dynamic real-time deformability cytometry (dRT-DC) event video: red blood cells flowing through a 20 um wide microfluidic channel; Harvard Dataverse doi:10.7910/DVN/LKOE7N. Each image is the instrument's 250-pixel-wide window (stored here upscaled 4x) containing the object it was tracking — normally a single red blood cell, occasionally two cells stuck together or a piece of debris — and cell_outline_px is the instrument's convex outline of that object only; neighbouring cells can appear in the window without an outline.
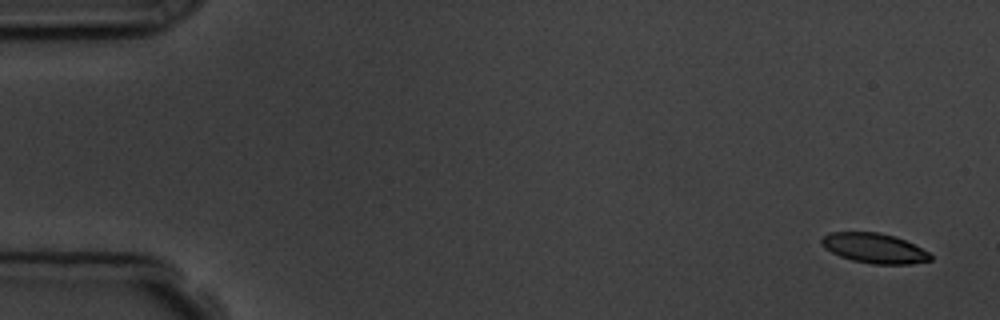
{"species": "common noctule bat (a hibernating species)", "species_latin": "Nyctalus noctula", "temperature_condition": "room temperature", "stored_images_in_passage": 4, "camera_frame_rate_fps": 3000, "um_per_image_px": 0.085, "animal": {"sex": "male", "body_mass_g": 19.5, "forearm_length_mm": 54.6}, "frame": {"image": 1, "passage_image": 1, "time_ms": 0.0, "image_size_px": [1000, 320], "cell_outline_px": [[932, 260], [912, 264], [872, 264], [852, 260], [840, 256], [824, 248], [820, 240], [824, 236], [832, 232], [876, 232], [896, 236], [928, 252], [932, 256]], "centroid_in_image_um": [74.31, 21.1], "position_along_channel_um": 10.7, "area_um2": 18.84}}
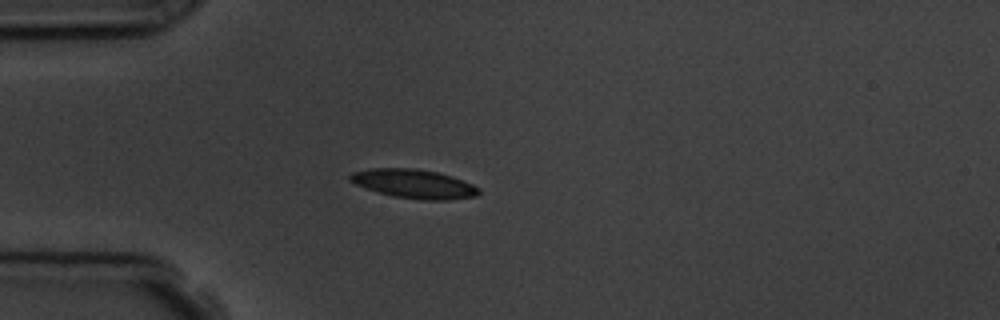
{"frame": {"image": 2, "passage_image": 4, "time_ms": 4.333, "image_size_px": [1000, 320], "cell_outline_px": [[480, 192], [476, 196], [448, 200], [420, 200], [392, 196], [376, 192], [356, 184], [348, 180], [348, 176], [352, 172], [372, 168], [412, 168], [436, 172], [452, 176], [472, 184], [480, 188]], "centroid_in_image_um": [35.17, 15.63], "position_along_channel_um": 49.8, "area_um2": 21.79}}